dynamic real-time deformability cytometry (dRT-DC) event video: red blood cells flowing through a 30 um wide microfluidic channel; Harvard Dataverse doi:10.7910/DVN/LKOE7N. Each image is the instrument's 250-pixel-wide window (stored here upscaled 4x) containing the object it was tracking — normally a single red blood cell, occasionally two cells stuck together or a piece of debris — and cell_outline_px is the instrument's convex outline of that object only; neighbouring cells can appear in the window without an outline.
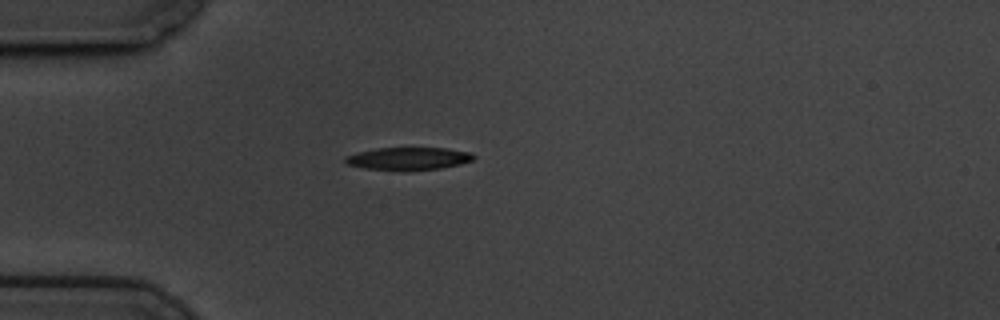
{"species": "common noctule bat (a hibernating species)", "species_latin": "Nyctalus noctula", "temperature_condition": "cold", "stored_images_in_passage": 12, "camera_frame_rate_fps": 3000, "um_per_image_px": 0.085, "animal": {"sex": "male", "body_mass_g": 19.5, "forearm_length_mm": 54.6}, "frame": {"image": 1, "passage_image": 1, "time_ms": 0.0, "image_size_px": [1000, 320], "cell_outline_px": [[476, 156], [472, 160], [460, 164], [440, 168], [364, 168], [348, 164], [344, 160], [344, 156], [376, 148], [444, 148], [472, 152]], "centroid_in_image_um": [34.76, 13.43], "position_along_channel_um": 50.2, "area_um2": 16.07}}
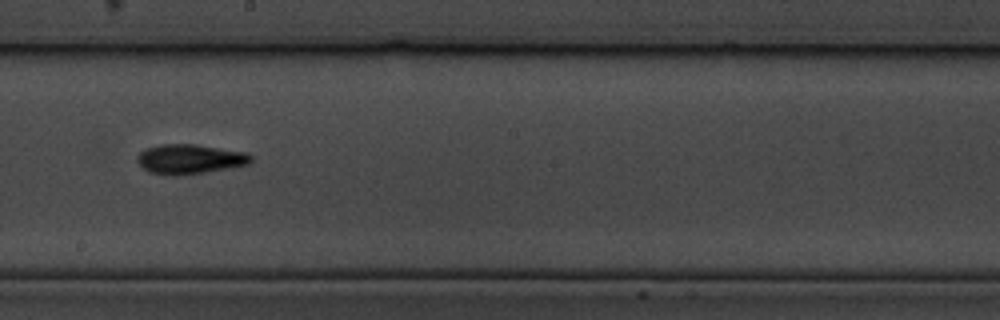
{"frame": {"image": 2, "passage_image": 6, "time_ms": 1.667, "image_size_px": [1000, 320], "cell_outline_px": [[252, 160], [248, 164], [228, 168], [204, 172], [172, 176], [168, 176], [148, 172], [136, 160], [136, 156], [144, 148], [160, 144], [196, 144], [248, 152], [252, 156]], "centroid_in_image_um": [16.11, 13.51], "position_along_channel_um": 232.1, "area_um2": 19.83}}
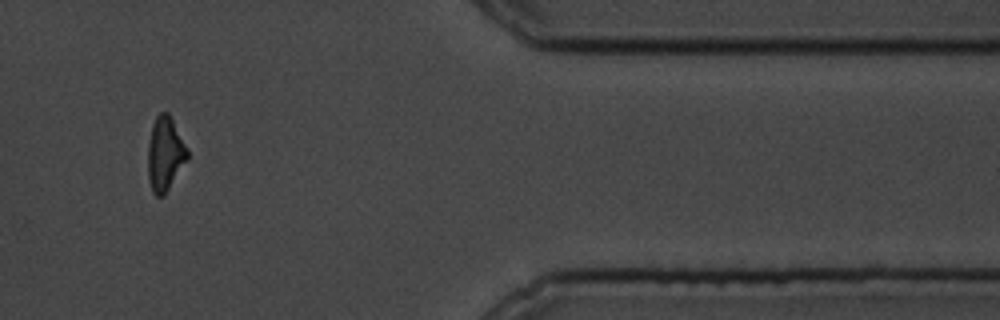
{"frame": {"image": 3, "passage_image": 10, "time_ms": 3.0, "image_size_px": [1000, 320], "cell_outline_px": [[188, 160], [164, 196], [156, 196], [152, 192], [148, 180], [148, 144], [152, 124], [156, 116], [160, 112], [168, 112], [188, 148]], "centroid_in_image_um": [14.03, 13.1], "position_along_channel_um": 397.4, "area_um2": 17.28}}